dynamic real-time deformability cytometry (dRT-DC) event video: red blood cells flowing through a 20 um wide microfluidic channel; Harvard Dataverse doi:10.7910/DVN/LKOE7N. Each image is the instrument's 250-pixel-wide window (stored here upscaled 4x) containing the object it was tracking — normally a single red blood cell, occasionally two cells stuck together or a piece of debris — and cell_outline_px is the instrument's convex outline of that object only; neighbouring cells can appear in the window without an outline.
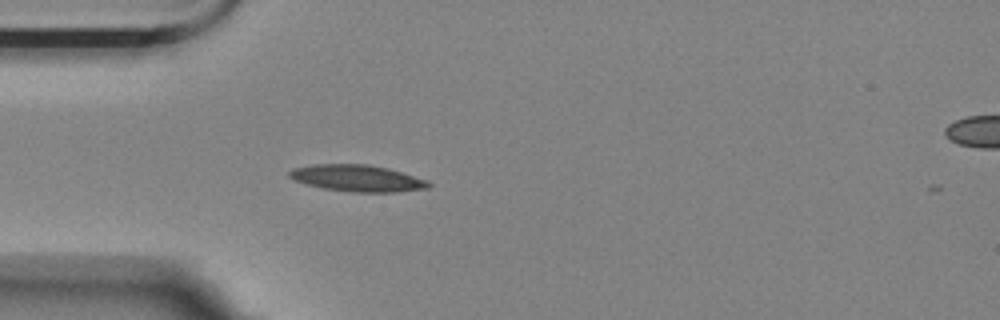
{"species": "Egyptian fruit bat (a non-hibernating species)", "species_latin": "Rousettus aegyptiacus", "temperature_condition": "room temperature", "stored_images_in_passage": 2, "segment_of_instrument_passage": [1, 2], "camera_frame_rate_fps": 3000, "um_per_image_px": 0.085, "animal": {"sex": "female"}, "frame": {"image": 1, "passage_image": 1, "time_ms": 0.0, "image_size_px": [1000, 320], "cell_outline_px": [[432, 184], [428, 188], [396, 192], [352, 192], [324, 188], [292, 180], [288, 176], [288, 172], [292, 168], [316, 164], [368, 164], [388, 168], [428, 180]], "centroid_in_image_um": [30.37, 15.14], "position_along_channel_um": 54.6, "area_um2": 21.62}}